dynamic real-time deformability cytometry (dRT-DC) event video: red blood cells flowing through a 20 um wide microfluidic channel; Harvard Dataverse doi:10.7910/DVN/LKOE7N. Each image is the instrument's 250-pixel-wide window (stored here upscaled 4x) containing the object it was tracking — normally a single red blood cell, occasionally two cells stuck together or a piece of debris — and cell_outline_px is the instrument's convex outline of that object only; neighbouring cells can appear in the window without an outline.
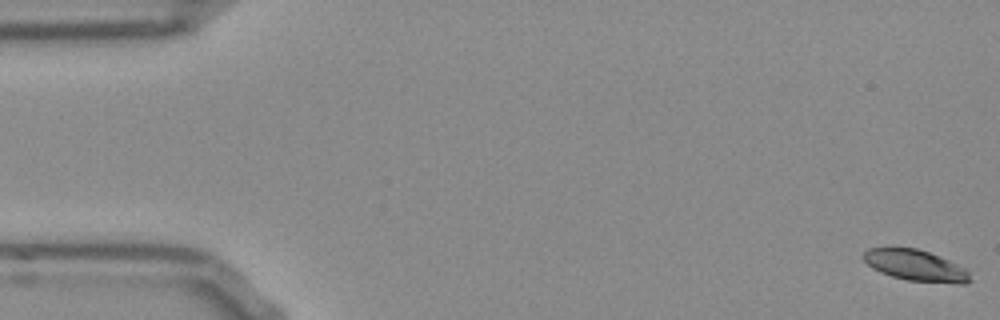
{"species": "Egyptian fruit bat (a non-hibernating species)", "species_latin": "Rousettus aegyptiacus", "temperature_condition": "room temperature", "stored_images_in_passage": 53, "camera_frame_rate_fps": 3000, "um_per_image_px": 0.085, "frame": {"image": 1, "passage_image": 1, "time_ms": 0.0, "image_size_px": [1000, 320], "cell_outline_px": [[972, 280], [964, 284], [960, 284], [908, 280], [892, 276], [880, 272], [872, 268], [860, 256], [868, 248], [916, 248], [928, 252], [968, 268]], "centroid_in_image_um": [77.85, 22.57], "position_along_channel_um": 7.2, "area_um2": 19.36}}
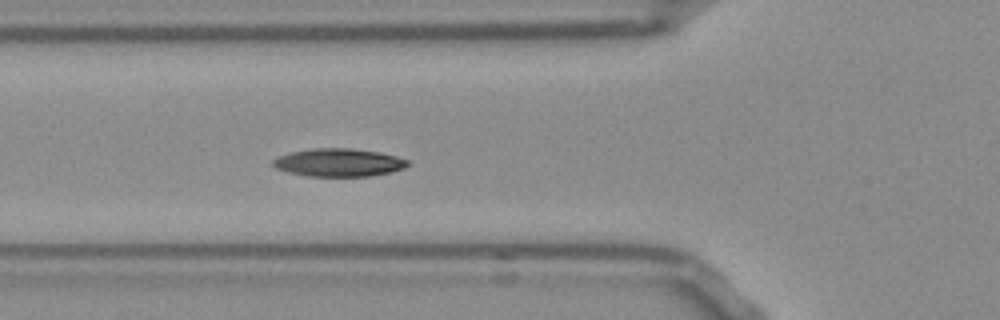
{"frame": {"image": 2, "passage_image": 19, "time_ms": 6.0, "image_size_px": [1000, 320], "cell_outline_px": [[408, 164], [404, 168], [392, 172], [368, 176], [308, 176], [288, 172], [276, 168], [272, 164], [272, 160], [280, 156], [292, 152], [312, 148], [352, 148], [380, 152], [396, 156], [408, 160]], "centroid_in_image_um": [28.8, 13.81], "position_along_channel_um": 97.0, "area_um2": 21.91}}
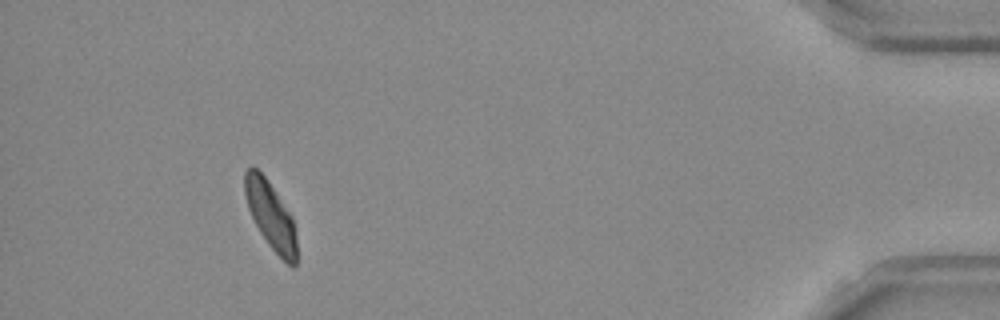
{"frame": {"image": 3, "passage_image": 49, "time_ms": 16.0, "image_size_px": [1000, 320], "cell_outline_px": [[296, 264], [292, 268], [268, 244], [260, 232], [248, 208], [244, 192], [244, 172], [248, 168], [256, 168], [264, 176], [292, 216], [296, 228]], "centroid_in_image_um": [23.01, 18.33], "position_along_channel_um": 412.2, "area_um2": 20.06}, "authors_computed_cell_mechanics": {"area_um2": 20.8658, "velocity_mm_per_s": 3.8172, "shape_relaxation_time_tau1_ms": 5.3992, "shape_relaxation_time_tau2_ms": 4.2874, "deformation_change_tau1": 0.1457, "deformation_change_tau2": 0.0789}}